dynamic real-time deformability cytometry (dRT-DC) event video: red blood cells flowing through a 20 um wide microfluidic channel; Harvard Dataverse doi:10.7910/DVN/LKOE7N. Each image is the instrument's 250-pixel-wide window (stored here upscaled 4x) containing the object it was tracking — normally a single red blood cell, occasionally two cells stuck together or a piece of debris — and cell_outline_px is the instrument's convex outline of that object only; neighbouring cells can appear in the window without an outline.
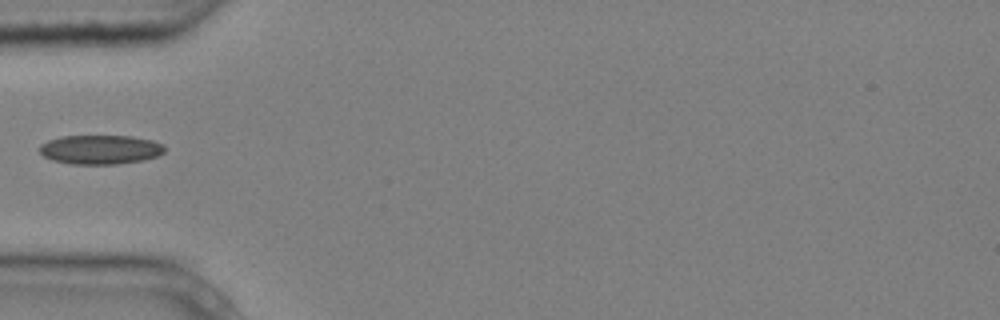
{"species": "common noctule bat (a hibernating species)", "species_latin": "Nyctalus noctula", "temperature_condition": "cold", "stored_images_in_passage": 1, "camera_frame_rate_fps": 3000, "um_per_image_px": 0.085, "animal": {"sex": "male", "body_mass_g": 20.4}, "frame": {"image": 1, "passage_image": 1, "time_ms": 0.0, "image_size_px": [1000, 320], "cell_outline_px": [[164, 152], [156, 156], [144, 160], [116, 164], [72, 164], [52, 160], [44, 156], [40, 152], [40, 144], [48, 140], [60, 136], [132, 136], [152, 140], [164, 144]], "centroid_in_image_um": [8.52, 12.71], "position_along_channel_um": 76.5, "area_um2": 21.33}}